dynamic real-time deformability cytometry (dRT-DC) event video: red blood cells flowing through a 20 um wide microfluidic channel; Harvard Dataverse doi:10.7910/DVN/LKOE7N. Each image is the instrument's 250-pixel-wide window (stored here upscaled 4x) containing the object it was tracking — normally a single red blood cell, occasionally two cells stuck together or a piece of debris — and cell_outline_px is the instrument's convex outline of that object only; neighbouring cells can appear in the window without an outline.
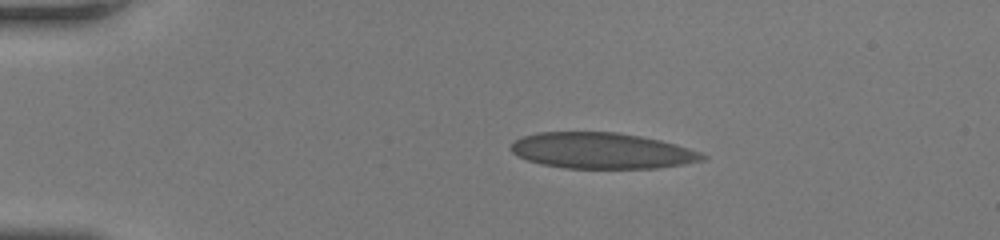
{"species": "human", "species_latin": "Homo sapiens", "temperature_condition": "room temperature", "stored_images_in_passage": 41, "camera_frame_rate_fps": 3000, "um_per_image_px": 0.085, "donor": {"sex": "female"}, "frame": {"image": 1, "passage_image": 1, "time_ms": 0.0, "image_size_px": [1000, 240], "cell_outline_px": [[708, 156], [704, 160], [684, 164], [656, 168], [564, 168], [540, 164], [516, 156], [508, 148], [520, 136], [536, 132], [616, 132], [640, 136], [660, 140], [676, 144], [700, 152]], "centroid_in_image_um": [51.11, 12.81], "position_along_channel_um": 33.9, "area_um2": 40.29}}
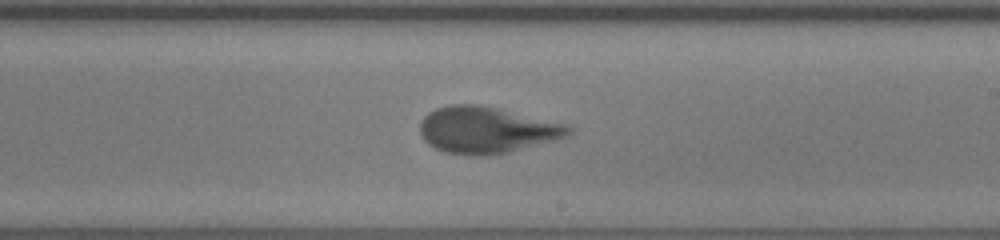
{"frame": {"image": 2, "passage_image": 21, "time_ms": 6.667, "image_size_px": [1000, 240], "cell_outline_px": [[572, 132], [568, 136], [508, 152], [488, 156], [468, 156], [444, 152], [428, 144], [424, 140], [420, 132], [420, 120], [428, 112], [436, 108], [452, 104], [476, 104], [560, 124], [572, 128]], "centroid_in_image_um": [41.24, 11.08], "position_along_channel_um": 247.8, "area_um2": 39.48}}
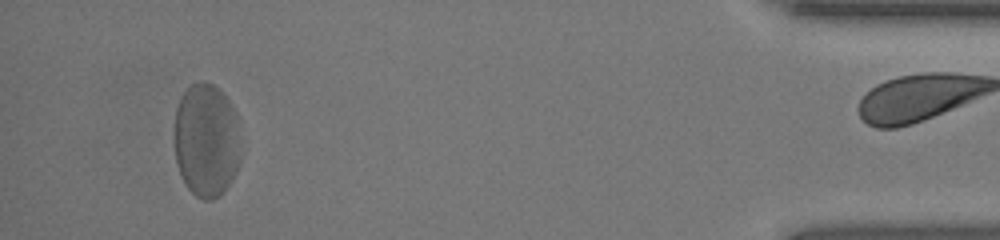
{"frame": {"image": 3, "passage_image": 38, "time_ms": 12.333, "image_size_px": [1000, 240], "cell_outline_px": [[240, 160], [236, 172], [232, 180], [220, 196], [212, 200], [204, 200], [196, 196], [188, 188], [180, 172], [176, 160], [176, 108], [180, 96], [192, 84], [200, 80], [212, 84], [228, 100], [236, 116], [240, 156]], "centroid_in_image_um": [17.55, 11.95], "position_along_channel_um": 417.7, "area_um2": 43.52}, "authors_computed_cell_mechanics": {"area_um2": 40.2866, "velocity_mm_per_s": 4.1296, "shape_relaxation_time_tau1_ms": 3.2204, "shape_relaxation_time_tau2_ms": 0.5709, "deformation_change_tau1": 0.1597, "deformation_change_tau2": 0.056}}